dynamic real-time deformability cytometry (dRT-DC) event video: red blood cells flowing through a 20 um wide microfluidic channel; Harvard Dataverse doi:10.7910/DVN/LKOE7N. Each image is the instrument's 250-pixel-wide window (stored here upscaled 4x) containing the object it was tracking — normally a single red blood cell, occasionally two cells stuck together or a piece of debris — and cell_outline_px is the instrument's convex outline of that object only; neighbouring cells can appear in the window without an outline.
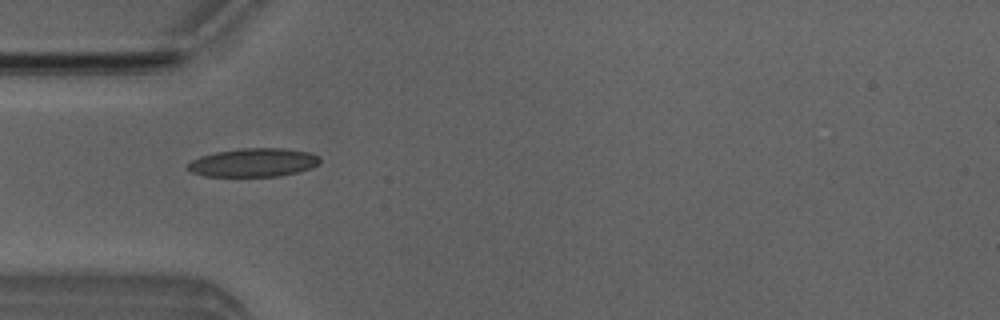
{"species": "Egyptian fruit bat (a non-hibernating species)", "species_latin": "Rousettus aegyptiacus", "temperature_condition": "room temperature", "stored_images_in_passage": 7, "camera_frame_rate_fps": 3000, "um_per_image_px": 0.085, "animal": {"sex": "male"}, "frame": {"image": 1, "passage_image": 4, "time_ms": 3.667, "image_size_px": [1000, 320], "cell_outline_px": [[320, 164], [312, 168], [280, 176], [204, 176], [192, 172], [184, 168], [192, 160], [200, 156], [216, 152], [240, 148], [284, 148], [312, 152], [320, 156]], "centroid_in_image_um": [21.57, 13.81], "position_along_channel_um": 63.4, "area_um2": 22.2}}
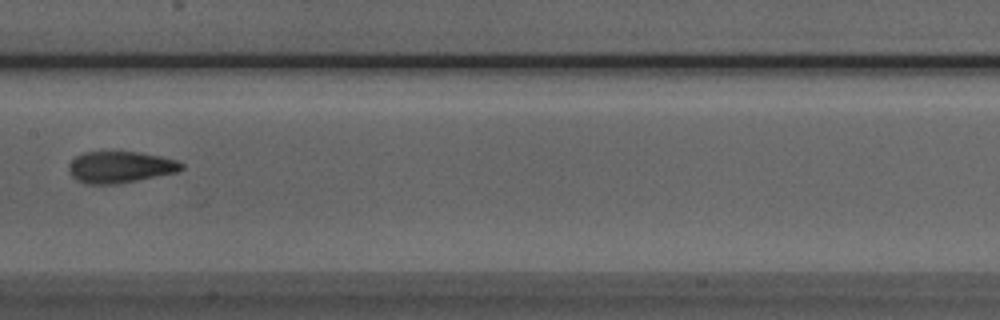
{"frame": {"image": 2, "passage_image": 7, "time_ms": 7.0, "image_size_px": [1000, 320], "cell_outline_px": [[184, 168], [176, 172], [116, 184], [88, 184], [76, 180], [68, 172], [68, 164], [76, 156], [84, 152], [140, 152], [160, 156], [176, 160], [184, 164]], "centroid_in_image_um": [10.19, 14.2], "position_along_channel_um": 197.2, "area_um2": 20.63}}